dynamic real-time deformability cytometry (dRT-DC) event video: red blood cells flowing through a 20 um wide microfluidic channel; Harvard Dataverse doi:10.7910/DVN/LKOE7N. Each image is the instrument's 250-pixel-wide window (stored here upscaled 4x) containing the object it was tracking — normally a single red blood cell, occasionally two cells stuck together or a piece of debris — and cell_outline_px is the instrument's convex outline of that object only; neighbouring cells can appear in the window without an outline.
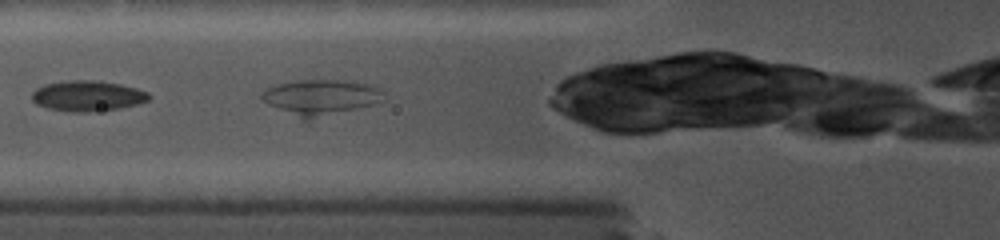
{"species": "common noctule bat (a hibernating species)", "species_latin": "Nyctalus noctula", "temperature_condition": "cold", "stored_images_in_passage": 7, "camera_frame_rate_fps": 5000, "um_per_image_px": 0.085, "animal": {"sex": "female", "body_mass_g": 19.0, "forearm_length_mm": 56.7}, "frame": {"image": 1, "passage_image": 2, "time_ms": 1.0, "image_size_px": [1000, 240], "cell_outline_px": [[384, 100], [372, 104], [308, 120], [304, 120], [268, 104], [260, 96], [260, 92], [276, 84], [292, 80], [356, 80], [372, 84], [380, 88], [384, 92]], "centroid_in_image_um": [27.29, 8.23], "position_along_channel_um": 98.5, "area_um2": 25.32}}